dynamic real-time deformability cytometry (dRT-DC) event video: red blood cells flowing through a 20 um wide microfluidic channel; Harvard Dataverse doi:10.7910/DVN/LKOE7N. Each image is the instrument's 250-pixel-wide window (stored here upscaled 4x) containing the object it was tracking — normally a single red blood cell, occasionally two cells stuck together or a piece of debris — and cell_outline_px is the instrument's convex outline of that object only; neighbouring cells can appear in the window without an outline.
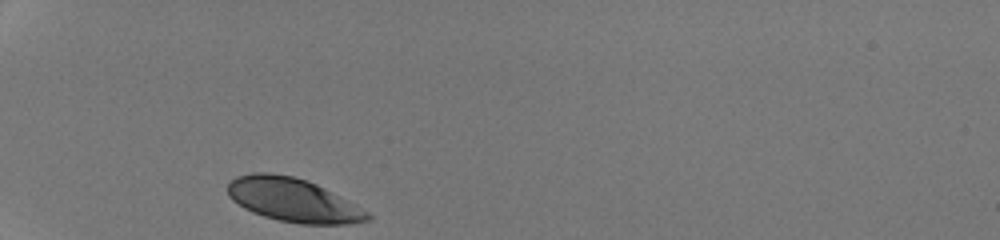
{"species": "human", "species_latin": "Homo sapiens", "temperature_condition": "room temperature", "stored_images_in_passage": 27, "camera_frame_rate_fps": 3000, "um_per_image_px": 0.085, "donor": {"sex": "male"}, "frame": {"image": 1, "passage_image": 1, "time_ms": 0.0, "image_size_px": [1000, 240], "cell_outline_px": [[372, 220], [348, 224], [300, 224], [280, 220], [264, 216], [252, 212], [244, 208], [232, 200], [228, 196], [228, 184], [236, 176], [252, 172], [268, 172], [292, 176], [308, 180], [332, 192], [368, 212], [372, 216]], "centroid_in_image_um": [24.9, 17.0], "position_along_channel_um": 60.1, "area_um2": 35.43}}
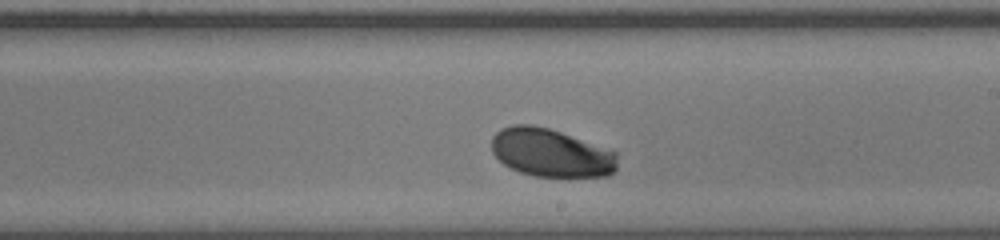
{"frame": {"image": 2, "passage_image": 16, "time_ms": 5.0, "image_size_px": [1000, 240], "cell_outline_px": [[616, 172], [608, 176], [532, 176], [520, 172], [504, 164], [492, 152], [492, 136], [500, 128], [512, 124], [532, 124], [548, 128], [560, 132], [616, 152]], "centroid_in_image_um": [46.8, 12.98], "position_along_channel_um": 242.2, "area_um2": 35.14}}
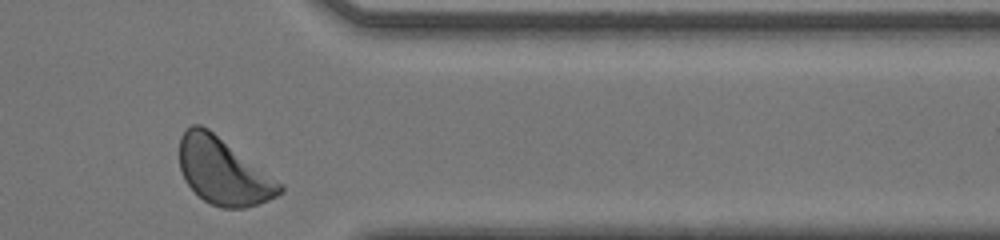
{"frame": {"image": 3, "passage_image": 27, "time_ms": 8.667, "image_size_px": [1000, 240], "cell_outline_px": [[284, 192], [268, 200], [244, 208], [220, 208], [204, 200], [184, 180], [180, 168], [180, 136], [192, 124], [200, 124], [208, 128], [280, 184], [284, 188]], "centroid_in_image_um": [18.93, 14.57], "position_along_channel_um": 392.5, "area_um2": 37.92}, "authors_computed_cell_mechanics": {"area_um2": 36.2984, "velocity_mm_per_s": 4.1821, "shape_relaxation_time_tau1_ms": 1.7925, "shape_relaxation_time_tau2_ms": null, "deformation_change_tau1": 0.1207, "deformation_change_tau2": null}}